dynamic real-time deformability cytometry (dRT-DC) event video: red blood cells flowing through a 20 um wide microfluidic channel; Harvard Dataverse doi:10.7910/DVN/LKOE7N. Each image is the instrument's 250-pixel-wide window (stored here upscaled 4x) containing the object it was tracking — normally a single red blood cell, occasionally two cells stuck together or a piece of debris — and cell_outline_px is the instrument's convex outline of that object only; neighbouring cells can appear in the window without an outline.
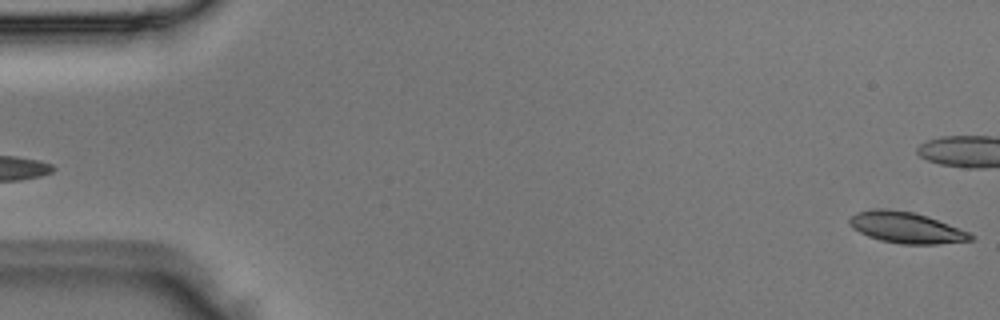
{"species": "Egyptian fruit bat (a non-hibernating species)", "species_latin": "Rousettus aegyptiacus", "temperature_condition": "room temperature", "stored_images_in_passage": 3, "camera_frame_rate_fps": 3000, "um_per_image_px": 0.085, "animal": {"sex": "male"}, "frame": {"image": 1, "passage_image": 3, "time_ms": 0.667, "image_size_px": [1000, 320], "cell_outline_px": [[972, 240], [936, 244], [900, 244], [880, 240], [868, 236], [852, 228], [848, 224], [848, 220], [856, 212], [912, 212], [928, 216], [968, 232], [972, 236]], "centroid_in_image_um": [77.05, 19.4], "position_along_channel_um": 7.9, "area_um2": 20.87}}